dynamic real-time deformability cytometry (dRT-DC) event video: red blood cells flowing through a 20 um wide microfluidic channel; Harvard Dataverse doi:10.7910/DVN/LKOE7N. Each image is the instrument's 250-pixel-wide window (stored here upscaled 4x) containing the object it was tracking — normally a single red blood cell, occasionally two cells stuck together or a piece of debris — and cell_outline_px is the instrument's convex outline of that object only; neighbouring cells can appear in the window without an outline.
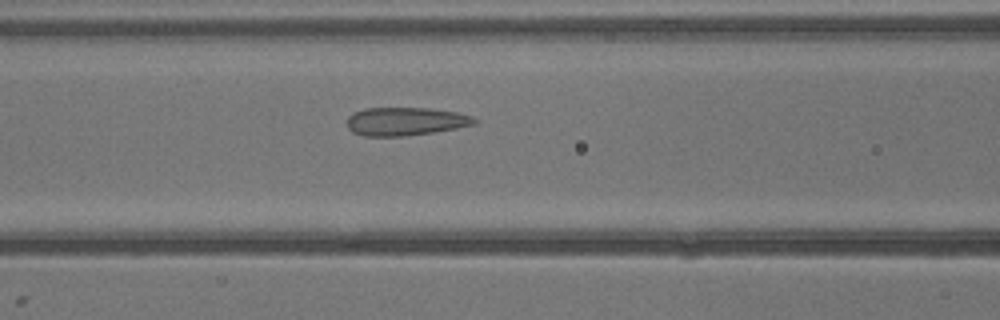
{"species": "common noctule bat (a hibernating species)", "species_latin": "Nyctalus noctula", "temperature_condition": "warm", "stored_images_in_passage": 4, "camera_frame_rate_fps": 3000, "um_per_image_px": 0.085, "animal": {"sex": "male", "body_mass_g": 13.3}, "frame": {"image": 1, "passage_image": 4, "time_ms": 4.333, "image_size_px": [1000, 320], "cell_outline_px": [[480, 120], [476, 124], [456, 128], [432, 132], [404, 136], [364, 136], [352, 132], [348, 128], [348, 116], [352, 112], [364, 108], [428, 108], [456, 112], [472, 116]], "centroid_in_image_um": [34.46, 10.31], "position_along_channel_um": 132.1, "area_um2": 21.04}}